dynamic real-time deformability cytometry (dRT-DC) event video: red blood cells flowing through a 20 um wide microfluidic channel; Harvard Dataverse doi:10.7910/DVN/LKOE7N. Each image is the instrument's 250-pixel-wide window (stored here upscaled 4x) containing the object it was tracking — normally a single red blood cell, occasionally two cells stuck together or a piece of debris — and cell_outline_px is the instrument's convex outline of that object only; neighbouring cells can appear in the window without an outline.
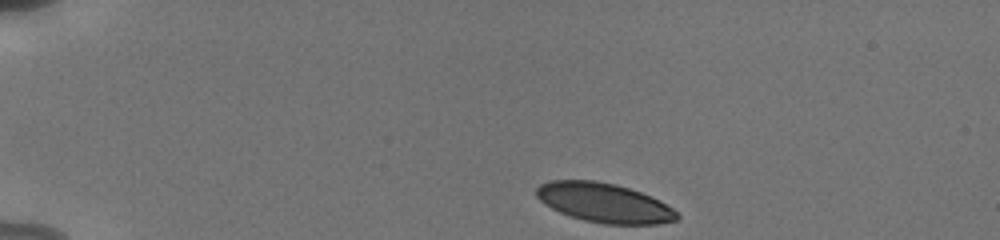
{"species": "human", "species_latin": "Homo sapiens", "temperature_condition": "cold", "stored_images_in_passage": 44, "camera_frame_rate_fps": 3000, "um_per_image_px": 0.085, "donor": {"sex": "male"}, "frame": {"image": 1, "passage_image": 1, "time_ms": 0.0, "image_size_px": [1000, 240], "cell_outline_px": [[680, 216], [676, 220], [656, 224], [604, 224], [584, 220], [560, 212], [544, 204], [536, 196], [536, 188], [540, 184], [548, 180], [596, 180], [616, 184], [640, 192], [660, 200], [672, 208]], "centroid_in_image_um": [51.34, 17.22], "position_along_channel_um": 33.7, "area_um2": 32.19}}
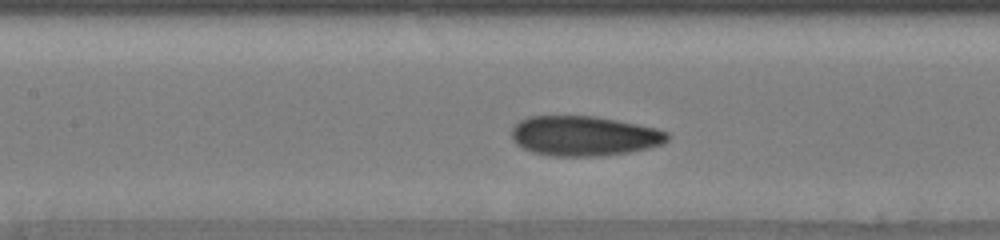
{"frame": {"image": 2, "passage_image": 17, "time_ms": 5.333, "image_size_px": [1000, 240], "cell_outline_px": [[668, 140], [664, 144], [648, 148], [628, 152], [600, 156], [552, 156], [532, 152], [516, 144], [512, 140], [512, 128], [520, 120], [528, 116], [596, 116], [656, 128], [668, 132]], "centroid_in_image_um": [49.64, 11.55], "position_along_channel_um": 157.8, "area_um2": 36.24}}
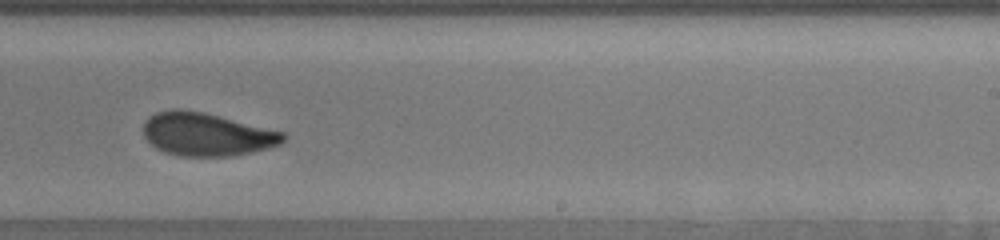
{"frame": {"image": 3, "passage_image": 26, "time_ms": 8.333, "image_size_px": [1000, 240], "cell_outline_px": [[288, 136], [280, 144], [268, 148], [252, 152], [232, 156], [180, 156], [164, 152], [156, 148], [144, 136], [144, 124], [148, 116], [156, 112], [172, 108], [180, 108], [204, 112], [284, 132]], "centroid_in_image_um": [17.56, 11.41], "position_along_channel_um": 271.4, "area_um2": 35.26}, "authors_computed_cell_mechanics": {"area_um2": 35.0268, "velocity_mm_per_s": 3.808, "shape_relaxation_time_tau1_ms": 4.3966, "shape_relaxation_time_tau2_ms": 1.1271, "deformation_change_tau1": 0.1206, "deformation_change_tau2": 0.0613}}